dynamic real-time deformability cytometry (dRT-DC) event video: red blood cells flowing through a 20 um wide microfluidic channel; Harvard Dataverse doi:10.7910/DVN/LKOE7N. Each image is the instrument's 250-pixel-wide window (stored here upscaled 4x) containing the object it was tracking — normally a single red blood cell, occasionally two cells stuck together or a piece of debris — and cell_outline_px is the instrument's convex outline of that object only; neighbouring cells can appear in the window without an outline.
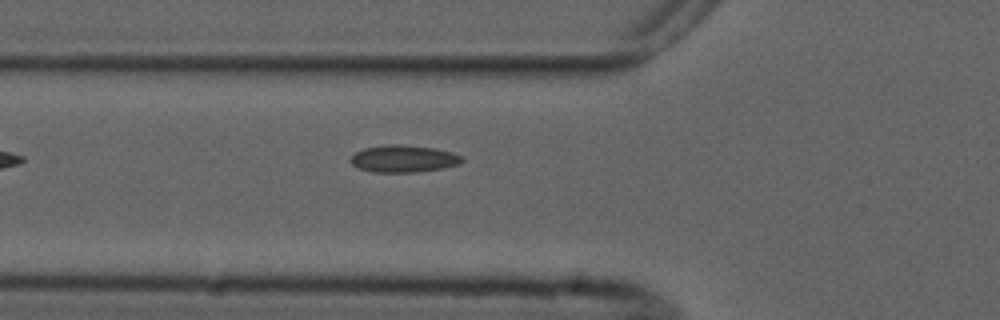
{"species": "common noctule bat (a hibernating species)", "species_latin": "Nyctalus noctula", "temperature_condition": "cold", "stored_images_in_passage": 6, "camera_frame_rate_fps": 3000, "um_per_image_px": 0.085, "animal": {"sex": "male", "forearm_length_mm": 52.5}, "frame": {"image": 1, "passage_image": 6, "time_ms": 5.667, "image_size_px": [1000, 320], "cell_outline_px": [[464, 160], [460, 164], [440, 168], [416, 172], [372, 172], [360, 168], [352, 164], [352, 156], [356, 152], [364, 148], [388, 144], [400, 144], [432, 148], [452, 152], [460, 156]], "centroid_in_image_um": [34.3, 13.49], "position_along_channel_um": 91.5, "area_um2": 17.34}}